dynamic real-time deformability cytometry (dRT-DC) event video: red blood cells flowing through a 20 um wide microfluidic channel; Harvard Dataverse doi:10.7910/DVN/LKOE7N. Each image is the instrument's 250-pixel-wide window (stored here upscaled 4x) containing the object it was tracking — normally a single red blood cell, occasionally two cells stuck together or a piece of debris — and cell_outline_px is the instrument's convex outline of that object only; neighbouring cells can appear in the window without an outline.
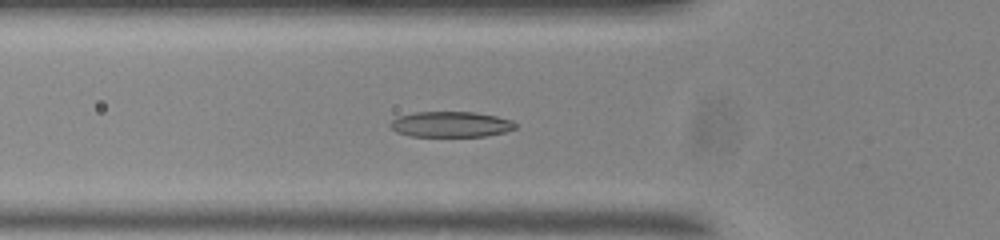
{"species": "common noctule bat (a hibernating species)", "species_latin": "Nyctalus noctula", "temperature_condition": "room temperature", "stored_images_in_passage": 54, "camera_frame_rate_fps": 3000, "um_per_image_px": 0.085, "animal": {"sex": "male", "body_mass_g": 20.0, "forearm_length_mm": 53.3}, "frame": {"image": 1, "passage_image": 18, "time_ms": 5.667, "image_size_px": [1000, 240], "cell_outline_px": [[516, 128], [504, 132], [484, 136], [412, 136], [396, 132], [388, 124], [396, 116], [412, 112], [472, 112], [496, 116], [512, 120], [516, 124]], "centroid_in_image_um": [38.28, 10.56], "position_along_channel_um": 87.5, "area_um2": 18.67}}
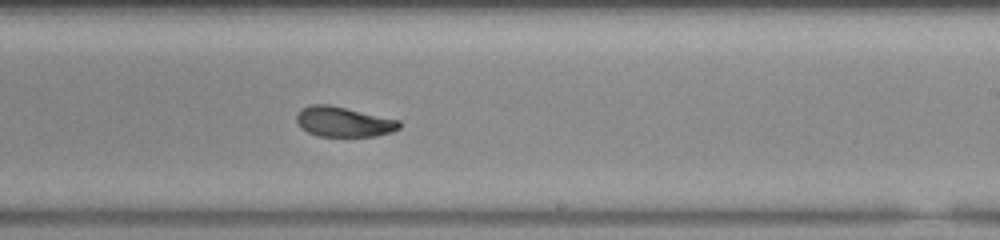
{"frame": {"image": 2, "passage_image": 32, "time_ms": 10.333, "image_size_px": [1000, 240], "cell_outline_px": [[400, 128], [392, 132], [376, 136], [316, 136], [300, 128], [296, 120], [296, 116], [300, 108], [312, 104], [328, 104], [400, 120]], "centroid_in_image_um": [29.18, 10.35], "position_along_channel_um": 259.8, "area_um2": 18.09}}
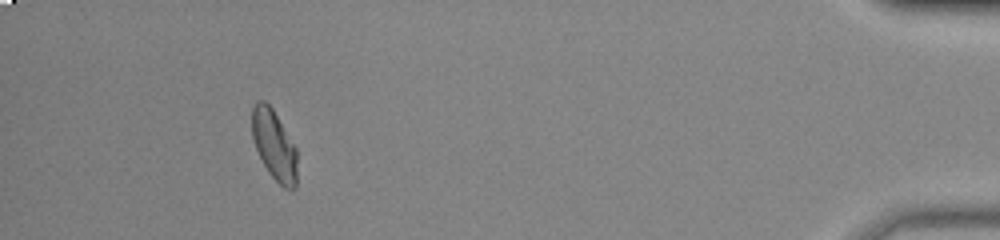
{"frame": {"image": 3, "passage_image": 50, "time_ms": 16.333, "image_size_px": [1000, 240], "cell_outline_px": [[296, 188], [284, 188], [268, 172], [256, 148], [252, 136], [252, 108], [256, 100], [264, 100], [272, 108], [296, 148]], "centroid_in_image_um": [23.29, 12.31], "position_along_channel_um": 411.9, "area_um2": 18.09}, "authors_computed_cell_mechanics": {"area_um2": 18.6983, "velocity_mm_per_s": 3.6919, "shape_relaxation_time_tau1_ms": 6.5262, "shape_relaxation_time_tau2_ms": 2.066, "deformation_change_tau1": 0.1961, "deformation_change_tau2": 0.0669}}